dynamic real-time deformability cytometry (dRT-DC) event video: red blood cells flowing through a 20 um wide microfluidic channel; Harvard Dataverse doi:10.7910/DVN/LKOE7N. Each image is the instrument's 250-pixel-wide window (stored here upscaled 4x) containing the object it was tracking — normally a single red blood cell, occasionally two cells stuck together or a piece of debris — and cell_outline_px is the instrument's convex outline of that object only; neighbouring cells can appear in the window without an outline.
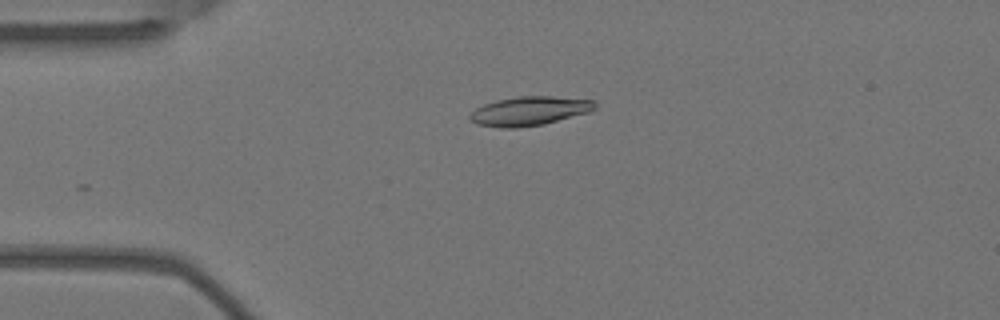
{"species": "Egyptian fruit bat (a non-hibernating species)", "species_latin": "Rousettus aegyptiacus", "temperature_condition": "warm", "stored_images_in_passage": 4, "camera_frame_rate_fps": 3000, "um_per_image_px": 0.085, "animal": {"sex": "female"}, "frame": {"image": 1, "passage_image": 4, "time_ms": 1.0, "image_size_px": [1000, 320], "cell_outline_px": [[596, 108], [588, 112], [544, 124], [516, 128], [504, 128], [476, 124], [468, 120], [468, 116], [476, 108], [484, 104], [496, 100], [520, 96], [552, 96], [596, 100]], "centroid_in_image_um": [44.98, 9.43], "position_along_channel_um": 40.0, "area_um2": 21.21}}